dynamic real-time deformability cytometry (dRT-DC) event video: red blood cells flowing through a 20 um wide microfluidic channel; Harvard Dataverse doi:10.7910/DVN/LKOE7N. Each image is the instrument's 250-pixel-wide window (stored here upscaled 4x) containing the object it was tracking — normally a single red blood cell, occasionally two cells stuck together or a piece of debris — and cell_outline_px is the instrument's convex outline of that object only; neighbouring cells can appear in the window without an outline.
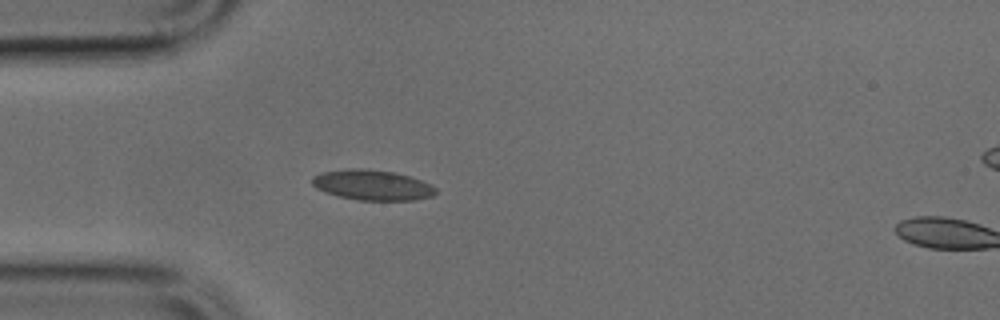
{"species": "common noctule bat (a hibernating species)", "species_latin": "Nyctalus noctula", "temperature_condition": "cold", "stored_images_in_passage": 10, "camera_frame_rate_fps": 3000, "um_per_image_px": 0.085, "animal": {"sex": "male", "body_mass_g": 17.9, "forearm_length_mm": 54.2}, "frame": {"image": 1, "passage_image": 9, "time_ms": 2.667, "image_size_px": [1000, 320], "cell_outline_px": [[436, 192], [432, 196], [412, 200], [360, 200], [340, 196], [316, 188], [312, 184], [312, 176], [320, 172], [352, 168], [364, 168], [396, 172], [432, 184], [436, 188]], "centroid_in_image_um": [31.65, 15.71], "position_along_channel_um": 53.4, "area_um2": 21.73}}